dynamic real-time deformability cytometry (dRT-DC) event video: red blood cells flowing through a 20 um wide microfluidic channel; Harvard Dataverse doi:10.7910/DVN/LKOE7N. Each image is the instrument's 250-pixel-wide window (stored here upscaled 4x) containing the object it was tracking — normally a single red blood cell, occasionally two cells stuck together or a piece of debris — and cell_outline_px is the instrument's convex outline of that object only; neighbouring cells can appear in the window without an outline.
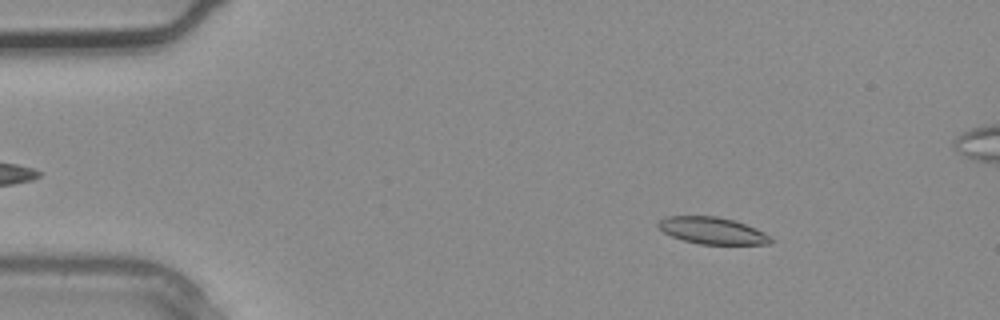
{"species": "common noctule bat (a hibernating species)", "species_latin": "Nyctalus noctula", "temperature_condition": "warm", "stored_images_in_passage": 3, "camera_frame_rate_fps": 3000, "um_per_image_px": 0.085, "animal": {"sex": "male", "body_mass_g": 20.4}, "frame": {"image": 1, "passage_image": 1, "time_ms": 0.0, "image_size_px": [1000, 320], "cell_outline_px": [[776, 240], [768, 244], [700, 244], [684, 240], [672, 236], [664, 232], [656, 224], [664, 216], [716, 216], [732, 220], [756, 228], [764, 232]], "centroid_in_image_um": [60.56, 19.6], "position_along_channel_um": 24.4, "area_um2": 17.51}}